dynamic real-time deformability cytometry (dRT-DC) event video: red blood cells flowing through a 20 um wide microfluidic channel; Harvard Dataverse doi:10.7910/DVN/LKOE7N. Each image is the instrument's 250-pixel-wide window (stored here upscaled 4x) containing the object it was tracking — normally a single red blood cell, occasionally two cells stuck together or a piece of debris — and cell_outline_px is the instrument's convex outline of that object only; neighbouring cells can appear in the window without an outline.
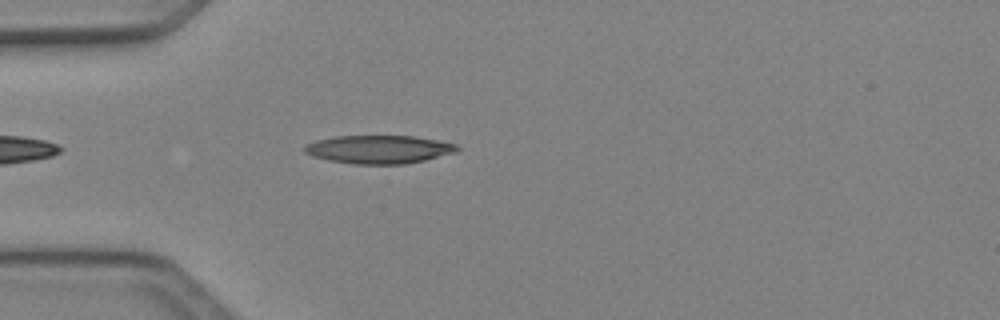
{"species": "Egyptian fruit bat (a non-hibernating species)", "species_latin": "Rousettus aegyptiacus", "temperature_condition": "cold", "stored_images_in_passage": 4, "camera_frame_rate_fps": 3000, "um_per_image_px": 0.085, "animal": {"sex": "female"}, "frame": {"image": 1, "passage_image": 4, "time_ms": 1.0, "image_size_px": [1000, 320], "cell_outline_px": [[460, 148], [456, 152], [424, 160], [404, 164], [352, 164], [328, 160], [312, 156], [304, 152], [304, 144], [316, 140], [336, 136], [412, 136], [436, 140], [456, 144]], "centroid_in_image_um": [32.16, 12.7], "position_along_channel_um": 52.8, "area_um2": 25.09}}